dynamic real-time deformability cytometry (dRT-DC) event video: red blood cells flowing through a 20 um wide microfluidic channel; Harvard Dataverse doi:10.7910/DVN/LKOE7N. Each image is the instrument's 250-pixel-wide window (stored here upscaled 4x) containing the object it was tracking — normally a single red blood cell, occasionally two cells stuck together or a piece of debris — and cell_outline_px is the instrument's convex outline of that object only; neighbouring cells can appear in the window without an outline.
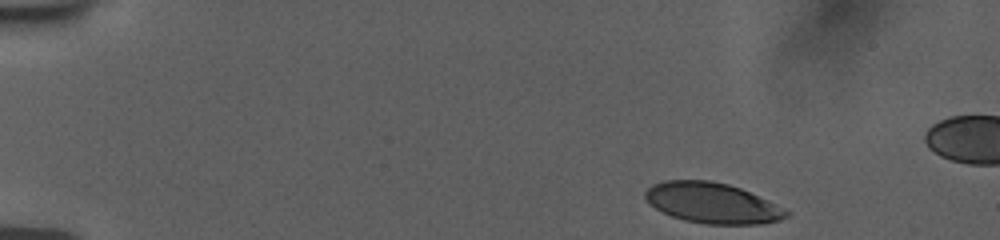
{"species": "human", "species_latin": "Homo sapiens", "temperature_condition": "room temperature", "stored_images_in_passage": 48, "camera_frame_rate_fps": 3000, "um_per_image_px": 0.085, "donor": {"sex": "female"}, "frame": {"image": 1, "passage_image": 1, "time_ms": 0.0, "image_size_px": [1000, 240], "cell_outline_px": [[792, 212], [788, 216], [780, 220], [760, 224], [708, 224], [684, 220], [672, 216], [648, 204], [644, 196], [644, 192], [652, 184], [664, 180], [712, 180], [728, 184], [740, 188], [776, 204]], "centroid_in_image_um": [60.53, 17.25], "position_along_channel_um": 24.5, "area_um2": 33.35}}
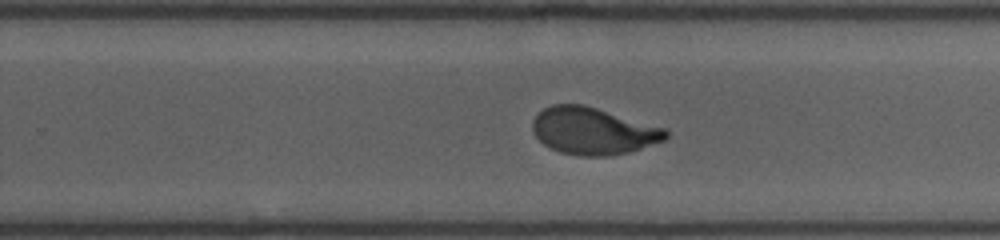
{"frame": {"image": 2, "passage_image": 30, "time_ms": 9.667, "image_size_px": [1000, 240], "cell_outline_px": [[668, 136], [664, 140], [628, 152], [612, 156], [580, 156], [560, 152], [544, 144], [532, 132], [532, 120], [544, 108], [552, 104], [584, 104], [668, 128]], "centroid_in_image_um": [50.43, 11.12], "position_along_channel_um": 279.4, "area_um2": 36.7}}
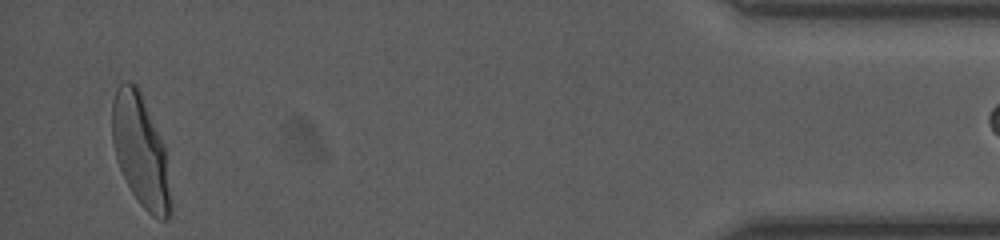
{"frame": {"image": 3, "passage_image": 47, "time_ms": 15.333, "image_size_px": [1000, 240], "cell_outline_px": [[172, 208], [168, 220], [160, 220], [152, 216], [140, 204], [132, 192], [120, 168], [116, 156], [112, 140], [112, 100], [116, 88], [120, 80], [128, 80], [136, 84], [140, 92], [164, 148]], "centroid_in_image_um": [11.92, 12.82], "position_along_channel_um": 423.3, "area_um2": 37.57}}